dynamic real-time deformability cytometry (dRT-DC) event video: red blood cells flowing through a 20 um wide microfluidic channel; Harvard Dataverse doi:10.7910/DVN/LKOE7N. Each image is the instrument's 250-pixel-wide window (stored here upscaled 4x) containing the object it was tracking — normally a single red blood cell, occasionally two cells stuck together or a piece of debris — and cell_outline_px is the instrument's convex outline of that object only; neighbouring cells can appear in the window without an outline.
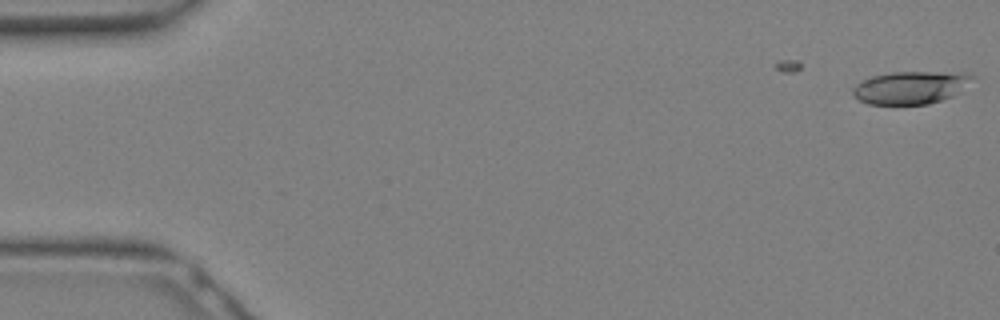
{"species": "Egyptian fruit bat (a non-hibernating species)", "species_latin": "Rousettus aegyptiacus", "temperature_condition": "warm", "stored_images_in_passage": 4, "camera_frame_rate_fps": 3000, "um_per_image_px": 0.085, "animal": {"sex": "female"}, "frame": {"image": 1, "passage_image": 4, "time_ms": 1.0, "image_size_px": [1000, 320], "cell_outline_px": [[976, 76], [964, 92], [928, 104], [868, 104], [860, 100], [852, 92], [852, 88], [856, 84], [872, 76], [892, 72], [968, 72]], "centroid_in_image_um": [77.51, 7.42], "position_along_channel_um": 7.5, "area_um2": 23.06}}